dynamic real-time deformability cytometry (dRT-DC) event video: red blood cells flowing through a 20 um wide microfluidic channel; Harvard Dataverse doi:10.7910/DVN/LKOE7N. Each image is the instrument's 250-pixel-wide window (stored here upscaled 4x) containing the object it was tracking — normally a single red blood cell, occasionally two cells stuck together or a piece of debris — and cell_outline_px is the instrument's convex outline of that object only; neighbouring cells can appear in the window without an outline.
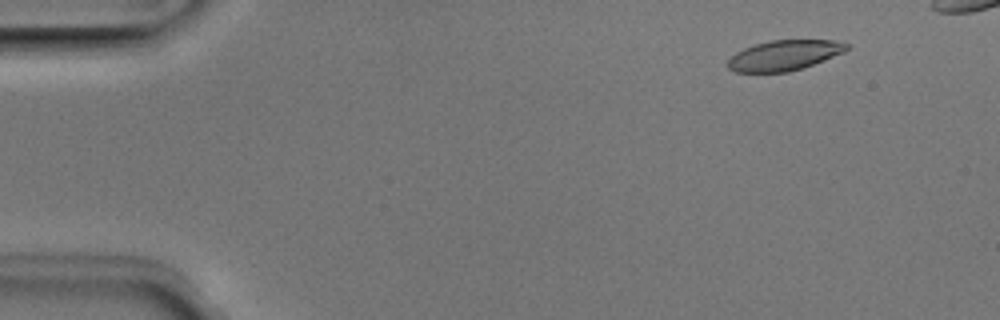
{"species": "Egyptian fruit bat (a non-hibernating species)", "species_latin": "Rousettus aegyptiacus", "temperature_condition": "room temperature", "stored_images_in_passage": 48, "camera_frame_rate_fps": 3000, "um_per_image_px": 0.085, "animal": {"sex": "male"}, "frame": {"image": 1, "passage_image": 6, "time_ms": 1.667, "image_size_px": [1000, 320], "cell_outline_px": [[848, 48], [844, 52], [824, 60], [788, 72], [736, 72], [728, 68], [728, 60], [736, 52], [744, 48], [756, 44], [772, 40], [832, 40], [848, 44]], "centroid_in_image_um": [66.64, 4.7], "position_along_channel_um": 18.4, "area_um2": 20.63}}
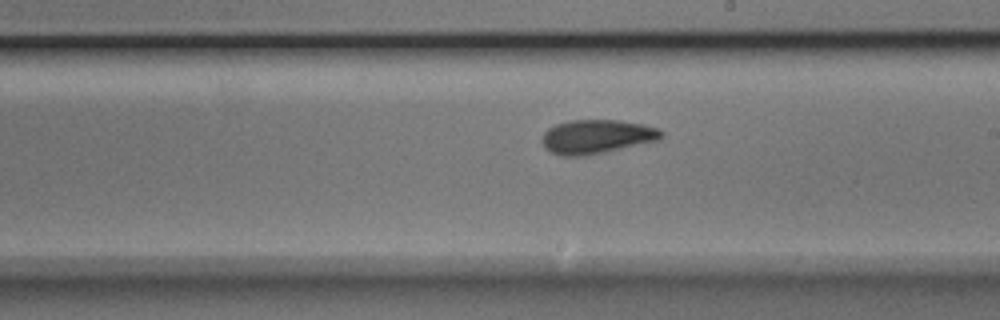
{"frame": {"image": 2, "passage_image": 30, "time_ms": 9.667, "image_size_px": [1000, 320], "cell_outline_px": [[664, 136], [660, 140], [604, 152], [584, 156], [564, 156], [552, 152], [544, 148], [544, 132], [548, 128], [556, 124], [568, 120], [620, 120], [644, 124], [660, 128], [664, 132]], "centroid_in_image_um": [50.78, 11.6], "position_along_channel_um": 238.2, "area_um2": 23.7}}
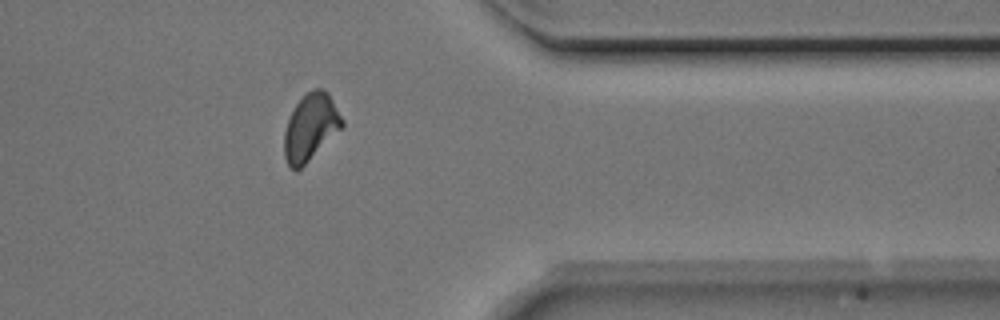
{"frame": {"image": 3, "passage_image": 42, "time_ms": 13.667, "image_size_px": [1000, 320], "cell_outline_px": [[344, 124], [296, 172], [288, 168], [284, 156], [284, 132], [288, 120], [296, 104], [312, 88], [324, 88], [328, 92], [344, 120]], "centroid_in_image_um": [26.37, 10.8], "position_along_channel_um": 385.0, "area_um2": 22.14}, "authors_computed_cell_mechanics": {"area_um2": 22.5998, "velocity_mm_per_s": 3.9811, "shape_relaxation_time_tau1_ms": 7.21, "shape_relaxation_time_tau2_ms": 2.1833, "deformation_change_tau1": 0.1665, "deformation_change_tau2": 0.091}}